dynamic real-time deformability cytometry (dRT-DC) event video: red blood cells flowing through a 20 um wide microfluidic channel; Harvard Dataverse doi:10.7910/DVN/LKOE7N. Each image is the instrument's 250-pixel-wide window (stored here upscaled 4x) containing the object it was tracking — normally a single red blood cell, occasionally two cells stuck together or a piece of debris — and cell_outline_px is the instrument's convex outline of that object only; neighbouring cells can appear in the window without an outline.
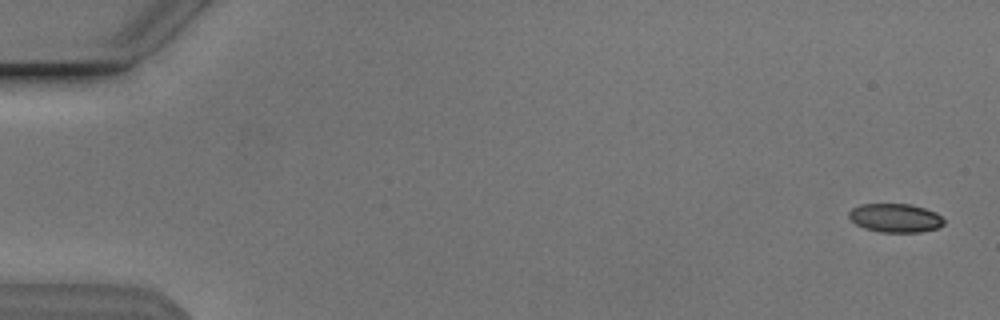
{"species": "Egyptian fruit bat (a non-hibernating species)", "species_latin": "Rousettus aegyptiacus", "temperature_condition": "cold", "stored_images_in_passage": 53, "camera_frame_rate_fps": 3000, "um_per_image_px": 0.085, "animal": {"sex": "male"}, "frame": {"image": 1, "passage_image": 1, "time_ms": 0.0, "image_size_px": [1000, 320], "cell_outline_px": [[944, 224], [936, 228], [920, 232], [880, 232], [864, 228], [856, 224], [848, 216], [848, 212], [852, 208], [860, 204], [912, 204], [936, 212], [944, 220]], "centroid_in_image_um": [76.08, 18.52], "position_along_channel_um": 8.9, "area_um2": 15.9}}
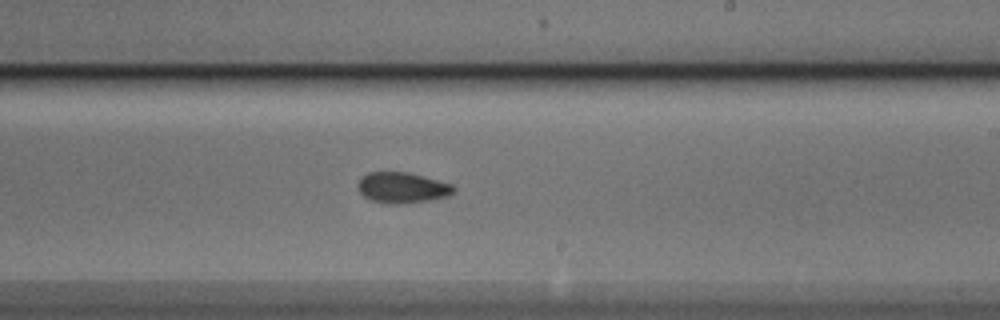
{"frame": {"image": 2, "passage_image": 32, "time_ms": 10.333, "image_size_px": [1000, 320], "cell_outline_px": [[456, 188], [448, 196], [432, 200], [400, 204], [392, 204], [372, 200], [364, 196], [360, 192], [360, 180], [368, 172], [408, 172], [452, 184]], "centroid_in_image_um": [34.24, 15.96], "position_along_channel_um": 254.8, "area_um2": 16.88}}
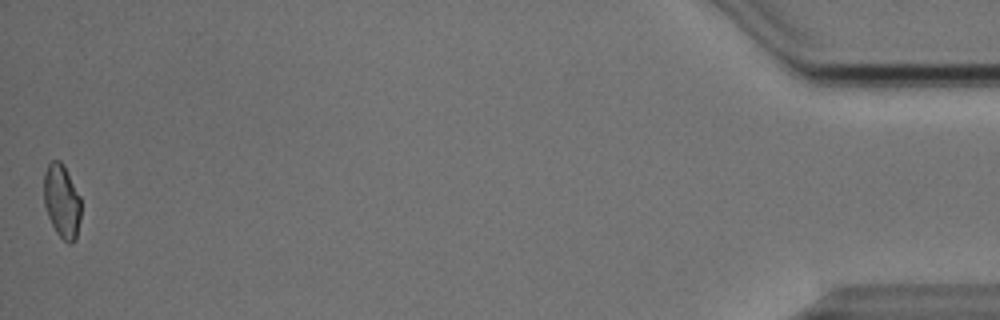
{"frame": {"image": 3, "passage_image": 53, "time_ms": 17.333, "image_size_px": [1000, 320], "cell_outline_px": [[80, 220], [76, 240], [72, 244], [68, 244], [56, 232], [48, 216], [44, 204], [44, 172], [48, 164], [52, 160], [60, 160], [64, 164], [80, 196]], "centroid_in_image_um": [5.26, 17.1], "position_along_channel_um": 429.9, "area_um2": 16.07}, "authors_computed_cell_mechanics": {"area_um2": 16.5886, "velocity_mm_per_s": 3.8346, "shape_relaxation_time_tau1_ms": 4.7094, "shape_relaxation_time_tau2_ms": 3.239, "deformation_change_tau1": 0.134, "deformation_change_tau2": 0.0853}}